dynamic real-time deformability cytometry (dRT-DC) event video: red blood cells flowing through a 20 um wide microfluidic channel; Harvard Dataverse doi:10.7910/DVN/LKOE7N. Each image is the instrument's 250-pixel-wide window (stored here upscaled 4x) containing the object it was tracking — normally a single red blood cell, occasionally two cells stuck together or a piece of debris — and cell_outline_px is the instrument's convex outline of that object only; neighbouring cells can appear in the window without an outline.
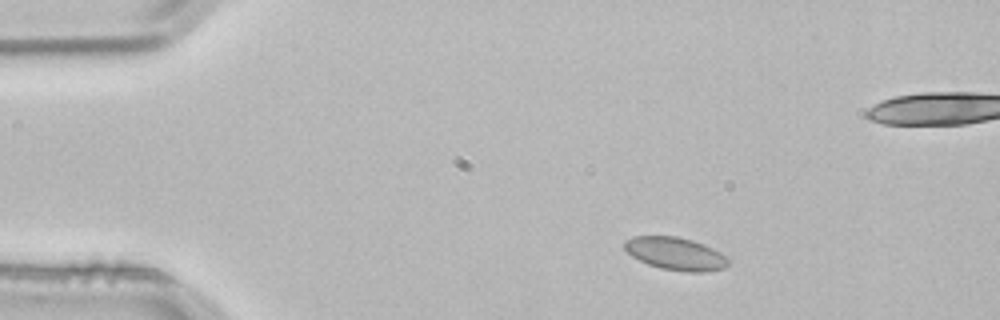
{"species": "common noctule bat (a hibernating species)", "species_latin": "Nyctalus noctula", "temperature_condition": "room temperature", "stored_images_in_passage": 3, "camera_frame_rate_fps": 3000, "um_per_image_px": 0.085, "animal": {"sex": "male", "body_mass_g": 21.5, "forearm_length_mm": 52.0}, "frame": {"image": 1, "passage_image": 1, "time_ms": 0.0, "image_size_px": [1000, 320], "cell_outline_px": [[728, 264], [724, 268], [708, 272], [684, 272], [660, 268], [648, 264], [632, 256], [624, 248], [624, 240], [632, 236], [676, 236], [692, 240], [704, 244], [728, 256]], "centroid_in_image_um": [57.43, 21.56], "position_along_channel_um": 27.6, "area_um2": 19.94}}